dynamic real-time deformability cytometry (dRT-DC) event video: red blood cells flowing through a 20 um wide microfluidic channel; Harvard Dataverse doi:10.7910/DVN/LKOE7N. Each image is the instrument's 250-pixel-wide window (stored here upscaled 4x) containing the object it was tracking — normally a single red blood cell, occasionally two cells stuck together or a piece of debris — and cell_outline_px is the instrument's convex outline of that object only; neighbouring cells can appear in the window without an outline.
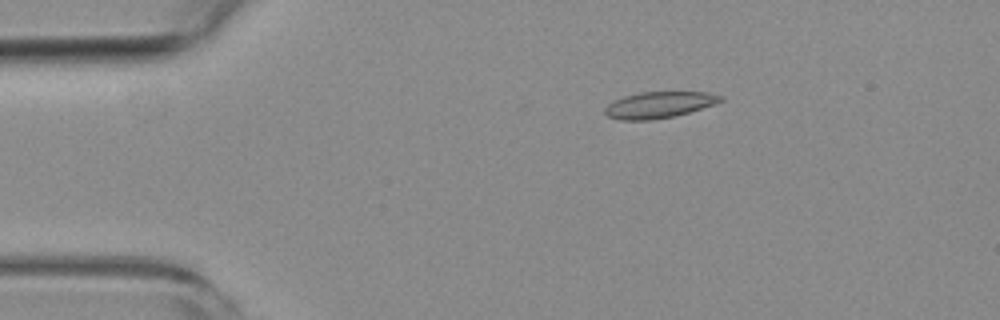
{"species": "common noctule bat (a hibernating species)", "species_latin": "Nyctalus noctula", "temperature_condition": "room temperature", "stored_images_in_passage": 8, "camera_frame_rate_fps": 3000, "um_per_image_px": 0.085, "animal": {"sex": "female", "body_mass_g": 19.3, "forearm_length_mm": 54.1}, "frame": {"image": 1, "passage_image": 3, "time_ms": 2.0, "image_size_px": [1000, 320], "cell_outline_px": [[724, 100], [716, 104], [676, 116], [652, 120], [620, 120], [608, 116], [604, 112], [604, 108], [608, 104], [624, 96], [640, 92], [708, 92], [724, 96]], "centroid_in_image_um": [56.06, 8.91], "position_along_channel_um": 28.9, "area_um2": 17.86}}
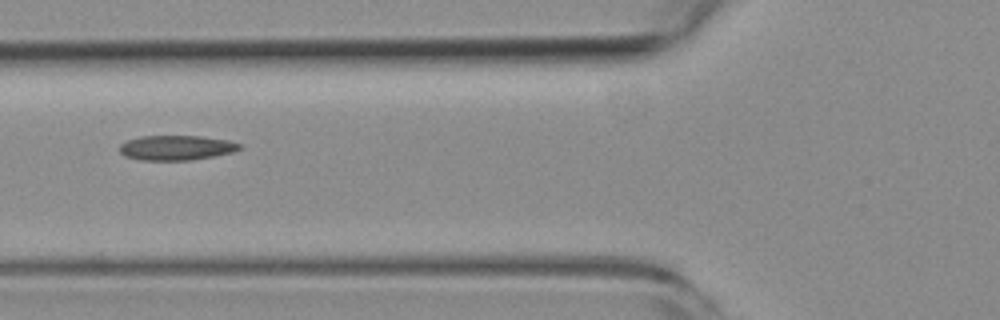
{"frame": {"image": 2, "passage_image": 6, "time_ms": 5.667, "image_size_px": [1000, 320], "cell_outline_px": [[244, 148], [236, 152], [192, 160], [140, 160], [124, 156], [120, 152], [120, 144], [128, 140], [140, 136], [200, 136], [228, 140], [240, 144]], "centroid_in_image_um": [15.02, 12.56], "position_along_channel_um": 110.8, "area_um2": 17.51}}
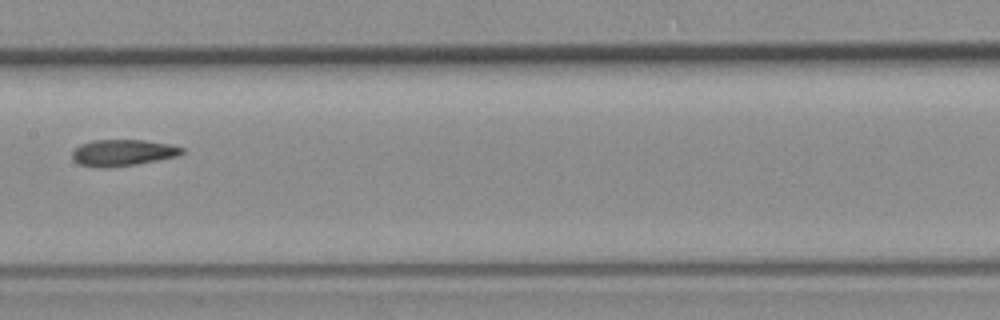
{"frame": {"image": 3, "passage_image": 8, "time_ms": 8.0, "image_size_px": [1000, 320], "cell_outline_px": [[184, 152], [180, 156], [136, 164], [108, 168], [100, 168], [80, 164], [72, 156], [72, 152], [80, 144], [92, 140], [144, 140], [168, 144], [184, 148]], "centroid_in_image_um": [10.46, 12.98], "position_along_channel_um": 196.9, "area_um2": 16.88}}